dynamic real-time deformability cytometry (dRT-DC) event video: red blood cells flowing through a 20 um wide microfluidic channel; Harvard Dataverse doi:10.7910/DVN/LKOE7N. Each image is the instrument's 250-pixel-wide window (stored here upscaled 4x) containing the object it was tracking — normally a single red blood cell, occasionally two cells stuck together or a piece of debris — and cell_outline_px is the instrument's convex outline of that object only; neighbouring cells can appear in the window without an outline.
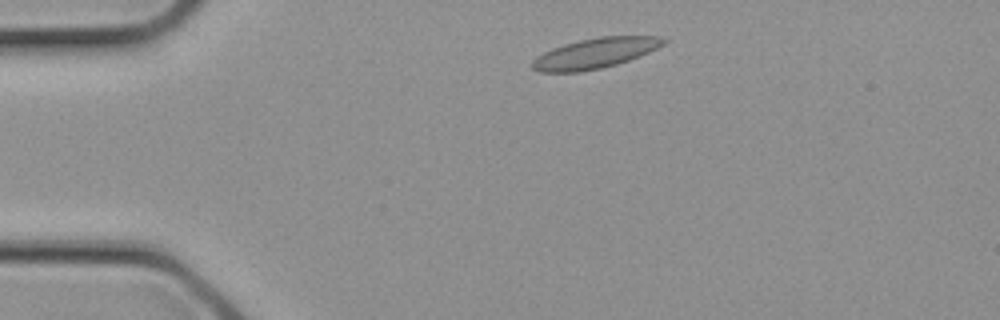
{"species": "common noctule bat (a hibernating species)", "species_latin": "Nyctalus noctula", "temperature_condition": "cold", "stored_images_in_passage": 1, "camera_frame_rate_fps": 3000, "um_per_image_px": 0.085, "animal": {"sex": "female", "body_mass_g": 21.9}, "frame": {"image": 1, "passage_image": 1, "time_ms": 0.0, "image_size_px": [1000, 320], "cell_outline_px": [[668, 40], [664, 44], [640, 56], [616, 64], [600, 68], [580, 72], [540, 72], [532, 68], [528, 64], [536, 56], [552, 48], [564, 44], [580, 40], [600, 36], [660, 36]], "centroid_in_image_um": [50.54, 4.52], "position_along_channel_um": 34.5, "area_um2": 23.18}}